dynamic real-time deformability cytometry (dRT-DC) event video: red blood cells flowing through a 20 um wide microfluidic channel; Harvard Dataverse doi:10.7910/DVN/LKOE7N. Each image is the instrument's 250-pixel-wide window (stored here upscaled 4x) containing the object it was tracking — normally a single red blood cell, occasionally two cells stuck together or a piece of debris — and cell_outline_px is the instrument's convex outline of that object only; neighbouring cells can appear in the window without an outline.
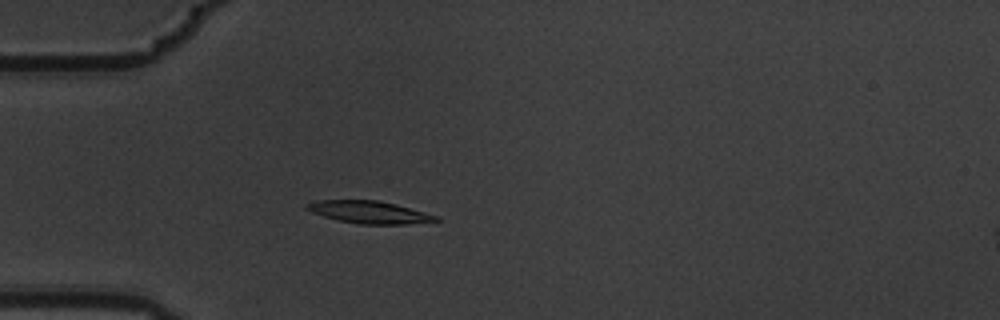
{"species": "common noctule bat (a hibernating species)", "species_latin": "Nyctalus noctula", "temperature_condition": "warm", "stored_images_in_passage": 5, "camera_frame_rate_fps": 3000, "um_per_image_px": 0.085, "animal": {"sex": "male", "body_mass_g": 19.5, "forearm_length_mm": 54.6}, "frame": {"image": 1, "passage_image": 5, "time_ms": 1.333, "image_size_px": [1000, 320], "cell_outline_px": [[444, 220], [408, 224], [360, 224], [340, 220], [324, 216], [312, 212], [304, 208], [304, 204], [316, 200], [376, 200], [396, 204], [440, 216]], "centroid_in_image_um": [31.43, 18.03], "position_along_channel_um": 53.6, "area_um2": 16.94}}